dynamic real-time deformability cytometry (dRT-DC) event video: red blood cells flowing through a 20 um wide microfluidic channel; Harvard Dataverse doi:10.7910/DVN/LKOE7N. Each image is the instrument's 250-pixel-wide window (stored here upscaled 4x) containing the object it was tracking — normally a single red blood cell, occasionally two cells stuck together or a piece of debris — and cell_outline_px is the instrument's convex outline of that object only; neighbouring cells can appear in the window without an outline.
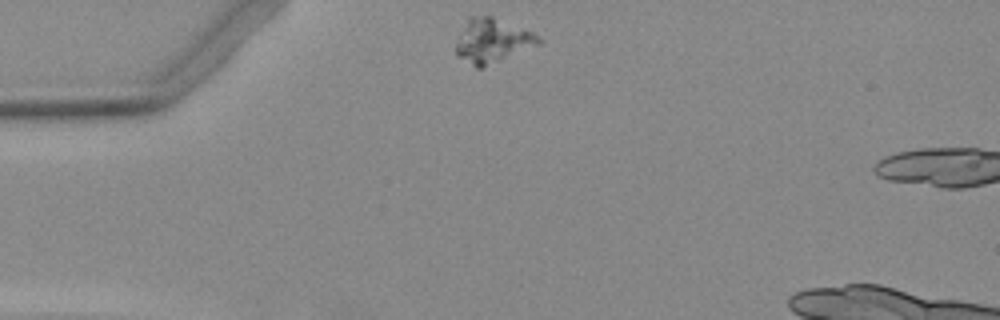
{"species": "Egyptian fruit bat (a non-hibernating species)", "species_latin": "Rousettus aegyptiacus", "temperature_condition": "warm", "stored_images_in_passage": 4, "camera_frame_rate_fps": 3000, "um_per_image_px": 0.085, "animal": {"sex": "female"}, "frame": {"image": 1, "passage_image": 1, "time_ms": 0.0, "image_size_px": [1000, 320], "cell_outline_px": [[540, 44], [480, 68], [476, 68], [456, 56], [456, 44], [460, 32], [468, 16], [492, 16], [532, 32], [540, 36]], "centroid_in_image_um": [41.81, 3.46], "position_along_channel_um": 43.2, "area_um2": 21.04}}